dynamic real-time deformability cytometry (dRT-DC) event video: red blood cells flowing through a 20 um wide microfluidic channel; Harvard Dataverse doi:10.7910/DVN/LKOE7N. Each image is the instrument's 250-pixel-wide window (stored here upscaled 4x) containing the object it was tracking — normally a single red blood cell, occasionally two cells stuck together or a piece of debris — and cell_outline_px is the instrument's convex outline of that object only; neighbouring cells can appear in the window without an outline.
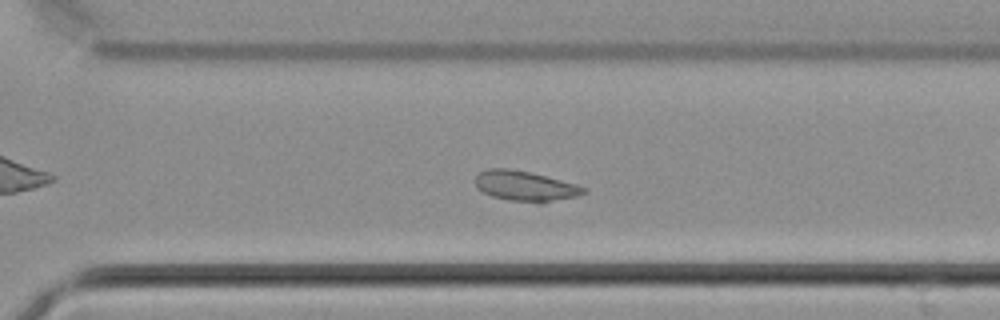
{"species": "common noctule bat (a hibernating species)", "species_latin": "Nyctalus noctula", "temperature_condition": "cold", "stored_images_in_passage": 44, "camera_frame_rate_fps": 3000, "um_per_image_px": 0.085, "animal": {"sex": "male", "body_mass_g": 21.5, "forearm_length_mm": 52.0}, "frame": {"image": 1, "passage_image": 30, "time_ms": 9.667, "image_size_px": [1000, 320], "cell_outline_px": [[588, 192], [576, 196], [540, 204], [508, 200], [492, 196], [476, 188], [476, 176], [480, 172], [488, 168], [508, 168], [528, 172], [576, 184], [588, 188]], "centroid_in_image_um": [44.66, 15.83], "position_along_channel_um": 325.9, "area_um2": 19.07}}